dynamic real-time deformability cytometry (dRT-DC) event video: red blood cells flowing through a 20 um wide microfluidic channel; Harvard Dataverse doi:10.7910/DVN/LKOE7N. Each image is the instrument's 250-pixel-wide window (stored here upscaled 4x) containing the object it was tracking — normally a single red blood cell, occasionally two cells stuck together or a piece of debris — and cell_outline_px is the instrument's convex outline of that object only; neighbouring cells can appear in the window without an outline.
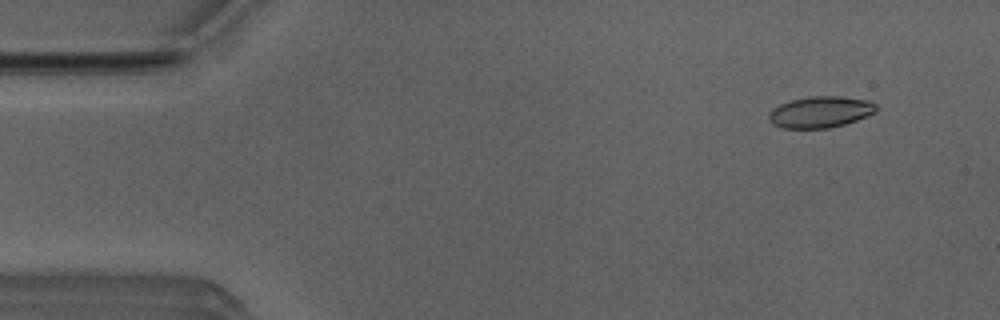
{"species": "Egyptian fruit bat (a non-hibernating species)", "species_latin": "Rousettus aegyptiacus", "temperature_condition": "room temperature", "stored_images_in_passage": 5, "camera_frame_rate_fps": 3000, "um_per_image_px": 0.085, "animal": {"sex": "male"}, "frame": {"image": 1, "passage_image": 5, "time_ms": 1.333, "image_size_px": [1000, 320], "cell_outline_px": [[880, 108], [876, 112], [868, 116], [844, 124], [828, 128], [780, 128], [772, 124], [768, 120], [768, 112], [772, 108], [780, 104], [792, 100], [808, 96], [840, 96], [868, 100], [876, 104]], "centroid_in_image_um": [69.73, 9.52], "position_along_channel_um": 15.3, "area_um2": 19.88}}